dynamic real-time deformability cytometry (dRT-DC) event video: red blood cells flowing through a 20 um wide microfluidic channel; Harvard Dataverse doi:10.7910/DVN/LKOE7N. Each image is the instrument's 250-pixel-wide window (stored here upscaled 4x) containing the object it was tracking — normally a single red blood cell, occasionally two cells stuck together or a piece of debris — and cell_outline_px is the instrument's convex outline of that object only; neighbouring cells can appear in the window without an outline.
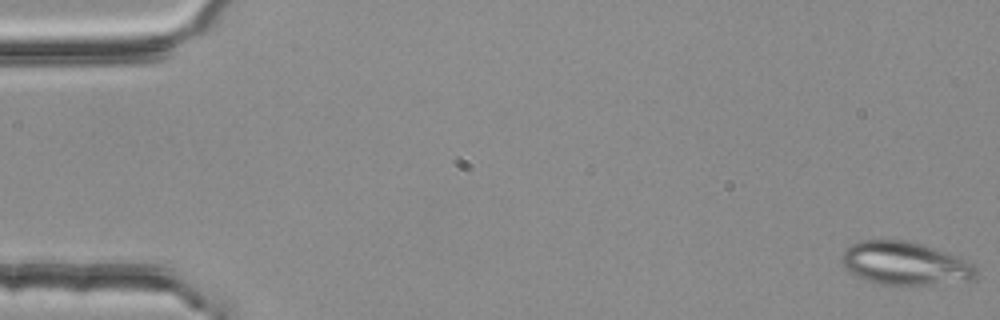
{"species": "common noctule bat (a hibernating species)", "species_latin": "Nyctalus noctula", "temperature_condition": "room temperature", "stored_images_in_passage": 53, "camera_frame_rate_fps": 3000, "um_per_image_px": 0.085, "animal": {"sex": "female", "body_mass_g": 25.1}, "frame": {"image": 1, "passage_image": 1, "time_ms": 0.0, "image_size_px": [1000, 320], "cell_outline_px": [[976, 276], [972, 280], [908, 288], [880, 284], [868, 280], [844, 268], [840, 256], [844, 248], [860, 240], [908, 240], [956, 256], [972, 264], [976, 268]], "centroid_in_image_um": [76.9, 22.43], "position_along_channel_um": 8.1, "area_um2": 34.28}}
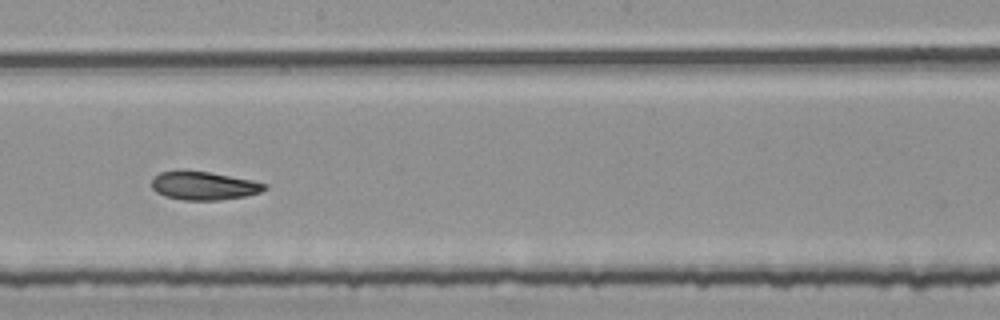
{"frame": {"image": 2, "passage_image": 31, "time_ms": 10.0, "image_size_px": [1000, 320], "cell_outline_px": [[268, 188], [260, 192], [248, 196], [220, 200], [180, 200], [164, 196], [156, 192], [152, 188], [152, 180], [160, 172], [208, 172], [252, 180], [268, 184]], "centroid_in_image_um": [17.37, 15.82], "position_along_channel_um": 230.8, "area_um2": 18.44}}
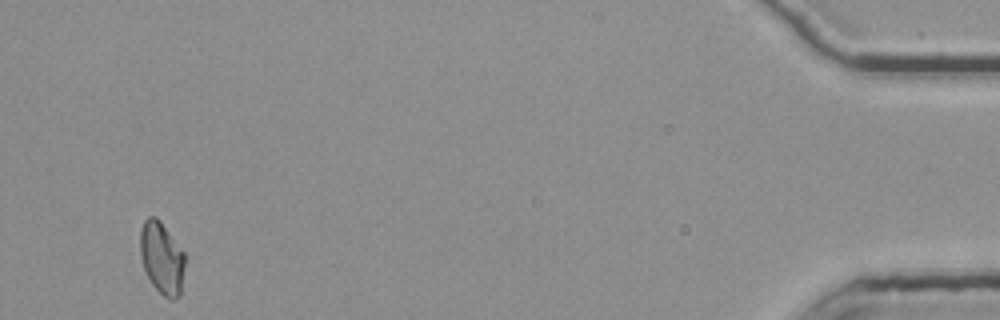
{"frame": {"image": 3, "passage_image": 53, "time_ms": 17.333, "image_size_px": [1000, 320], "cell_outline_px": [[184, 264], [180, 296], [176, 300], [168, 300], [152, 284], [144, 268], [140, 256], [140, 228], [144, 220], [148, 216], [156, 216], [160, 220], [184, 252]], "centroid_in_image_um": [13.74, 21.92], "position_along_channel_um": 421.5, "area_um2": 18.84}, "authors_computed_cell_mechanics": {"area_um2": 19.363, "velocity_mm_per_s": 3.743, "shape_relaxation_time_tau1_ms": 3.9205, "shape_relaxation_time_tau2_ms": 2.9762, "deformation_change_tau1": 0.1314, "deformation_change_tau2": 0.0912}}